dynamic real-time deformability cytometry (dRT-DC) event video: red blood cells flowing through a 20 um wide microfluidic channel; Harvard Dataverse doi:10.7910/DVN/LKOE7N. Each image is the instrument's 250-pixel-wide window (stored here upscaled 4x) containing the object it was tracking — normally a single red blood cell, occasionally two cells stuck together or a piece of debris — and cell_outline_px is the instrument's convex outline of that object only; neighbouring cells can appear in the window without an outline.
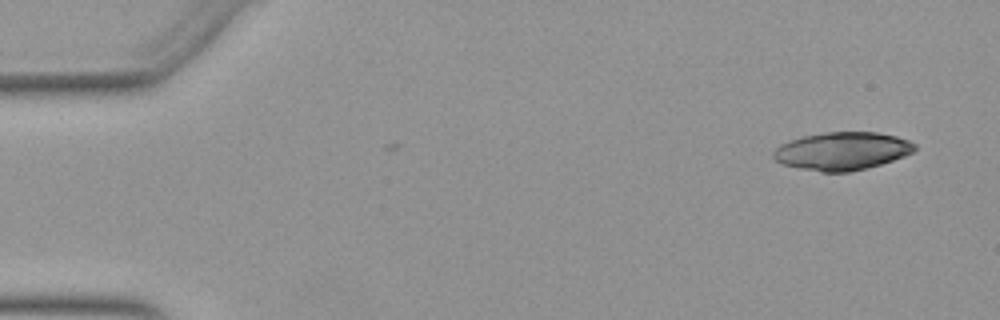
{"species": "Egyptian fruit bat (a non-hibernating species)", "species_latin": "Rousettus aegyptiacus", "temperature_condition": "warm", "stored_images_in_passage": 3, "camera_frame_rate_fps": 3000, "um_per_image_px": 0.085, "animal": {"sex": "female"}, "frame": {"image": 1, "passage_image": 3, "time_ms": 0.667, "image_size_px": [1000, 320], "cell_outline_px": [[916, 148], [912, 152], [904, 156], [880, 164], [848, 172], [820, 172], [800, 168], [784, 164], [776, 160], [772, 156], [772, 152], [780, 144], [804, 136], [824, 132], [876, 132], [896, 136], [908, 140], [916, 144]], "centroid_in_image_um": [71.58, 12.83], "position_along_channel_um": 13.4, "area_um2": 30.98}}